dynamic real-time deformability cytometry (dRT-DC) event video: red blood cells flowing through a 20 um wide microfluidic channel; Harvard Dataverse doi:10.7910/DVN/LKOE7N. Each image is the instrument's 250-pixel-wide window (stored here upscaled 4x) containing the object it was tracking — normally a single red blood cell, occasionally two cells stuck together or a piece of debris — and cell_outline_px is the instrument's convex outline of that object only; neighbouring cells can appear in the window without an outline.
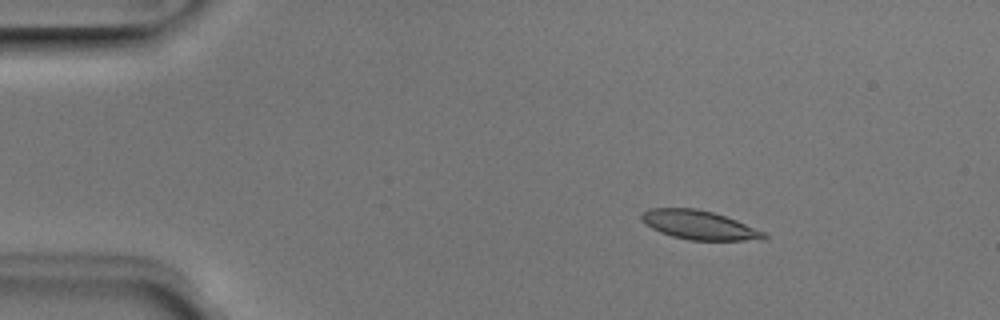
{"species": "Egyptian fruit bat (a non-hibernating species)", "species_latin": "Rousettus aegyptiacus", "temperature_condition": "room temperature", "stored_images_in_passage": 5, "camera_frame_rate_fps": 3000, "um_per_image_px": 0.085, "animal": {"sex": "male"}, "frame": {"image": 1, "passage_image": 3, "time_ms": 0.667, "image_size_px": [1000, 320], "cell_outline_px": [[768, 240], [688, 240], [672, 236], [660, 232], [644, 224], [640, 216], [648, 208], [696, 208], [712, 212], [736, 220], [768, 232]], "centroid_in_image_um": [59.48, 19.14], "position_along_channel_um": 25.5, "area_um2": 20.87}}